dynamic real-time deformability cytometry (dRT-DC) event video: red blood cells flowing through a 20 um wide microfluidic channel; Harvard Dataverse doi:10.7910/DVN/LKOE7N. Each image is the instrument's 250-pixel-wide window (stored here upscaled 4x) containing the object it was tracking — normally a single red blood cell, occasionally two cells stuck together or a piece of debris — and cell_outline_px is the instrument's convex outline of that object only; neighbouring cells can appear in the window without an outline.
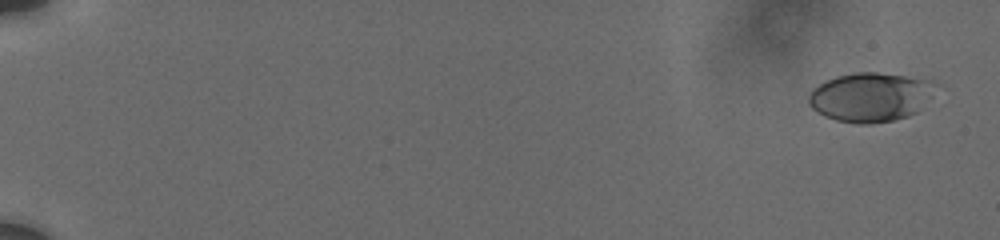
{"species": "human", "species_latin": "Homo sapiens", "temperature_condition": "cold", "stored_images_in_passage": 17, "camera_frame_rate_fps": 3000, "um_per_image_px": 0.085, "donor": {"sex": "male"}, "frame": {"image": 1, "passage_image": 1, "time_ms": 0.0, "image_size_px": [1000, 240], "cell_outline_px": [[932, 80], [916, 112], [908, 116], [892, 120], [868, 124], [856, 124], [836, 120], [824, 116], [812, 108], [808, 104], [808, 96], [812, 88], [836, 76], [856, 72], [876, 72]], "centroid_in_image_um": [73.81, 8.26], "position_along_channel_um": 11.2, "area_um2": 35.14}}
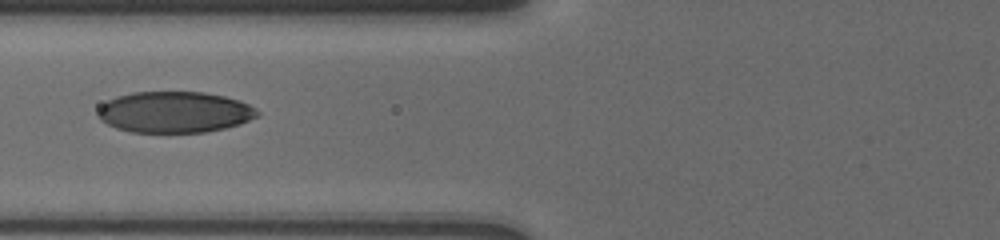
{"frame": {"image": 2, "passage_image": 12, "time_ms": 8.0, "image_size_px": [1000, 240], "cell_outline_px": [[260, 116], [240, 124], [224, 128], [204, 132], [132, 132], [116, 128], [100, 120], [96, 116], [96, 112], [108, 100], [116, 96], [132, 92], [204, 92], [224, 96], [240, 100], [256, 108], [260, 112]], "centroid_in_image_um": [14.85, 9.53], "position_along_channel_um": 110.9, "area_um2": 38.44}}
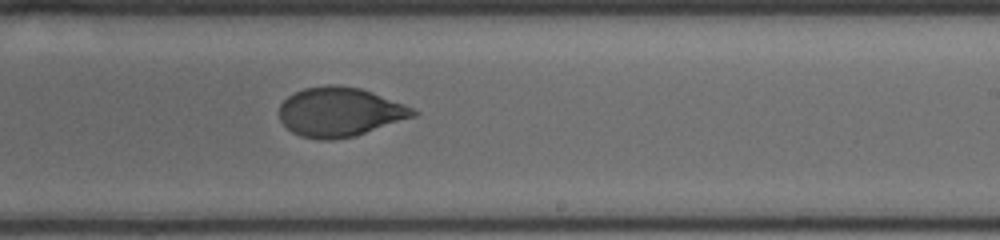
{"frame": {"image": 3, "passage_image": 17, "time_ms": 12.0, "image_size_px": [1000, 240], "cell_outline_px": [[420, 112], [416, 116], [356, 136], [332, 140], [320, 140], [300, 136], [292, 132], [280, 120], [280, 104], [288, 96], [304, 88], [328, 84], [336, 84], [360, 88], [372, 92], [404, 104]], "centroid_in_image_um": [28.89, 9.52], "position_along_channel_um": 260.1, "area_um2": 38.55}}